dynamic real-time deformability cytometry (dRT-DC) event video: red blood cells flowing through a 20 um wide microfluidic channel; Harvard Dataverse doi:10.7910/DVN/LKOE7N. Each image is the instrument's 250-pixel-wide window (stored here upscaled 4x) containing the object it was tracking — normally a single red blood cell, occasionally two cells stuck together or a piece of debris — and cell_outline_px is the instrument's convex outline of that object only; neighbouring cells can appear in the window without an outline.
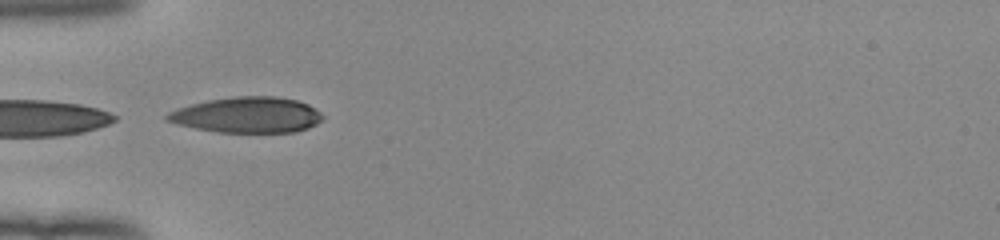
{"species": "human", "species_latin": "Homo sapiens", "temperature_condition": "room temperature", "stored_images_in_passage": 7, "camera_frame_rate_fps": 3000, "um_per_image_px": 0.085, "donor": {"sex": "female"}, "frame": {"image": 1, "passage_image": 1, "time_ms": 0.0, "image_size_px": [1000, 240], "cell_outline_px": [[324, 120], [308, 128], [296, 132], [220, 132], [196, 128], [176, 124], [164, 120], [164, 116], [168, 112], [176, 108], [208, 100], [236, 96], [276, 96], [296, 100], [308, 104], [320, 112], [324, 116]], "centroid_in_image_um": [21.01, 9.77], "position_along_channel_um": 64.0, "area_um2": 32.48}}
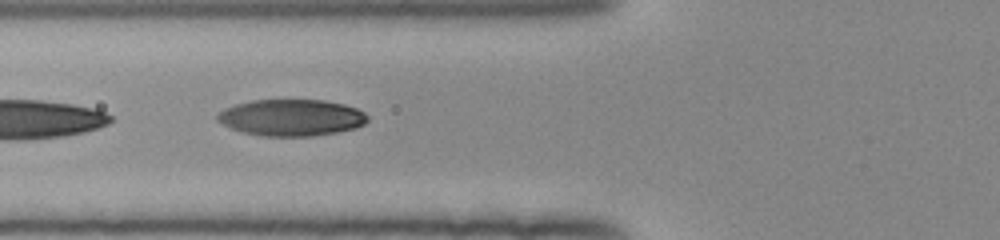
{"frame": {"image": 2, "passage_image": 4, "time_ms": 1.0, "image_size_px": [1000, 240], "cell_outline_px": [[368, 120], [364, 124], [356, 128], [336, 132], [312, 136], [264, 136], [244, 132], [232, 128], [216, 120], [216, 112], [224, 108], [236, 104], [252, 100], [324, 100], [344, 104], [356, 108], [364, 112], [368, 116]], "centroid_in_image_um": [24.76, 9.99], "position_along_channel_um": 101.0, "area_um2": 32.02}}